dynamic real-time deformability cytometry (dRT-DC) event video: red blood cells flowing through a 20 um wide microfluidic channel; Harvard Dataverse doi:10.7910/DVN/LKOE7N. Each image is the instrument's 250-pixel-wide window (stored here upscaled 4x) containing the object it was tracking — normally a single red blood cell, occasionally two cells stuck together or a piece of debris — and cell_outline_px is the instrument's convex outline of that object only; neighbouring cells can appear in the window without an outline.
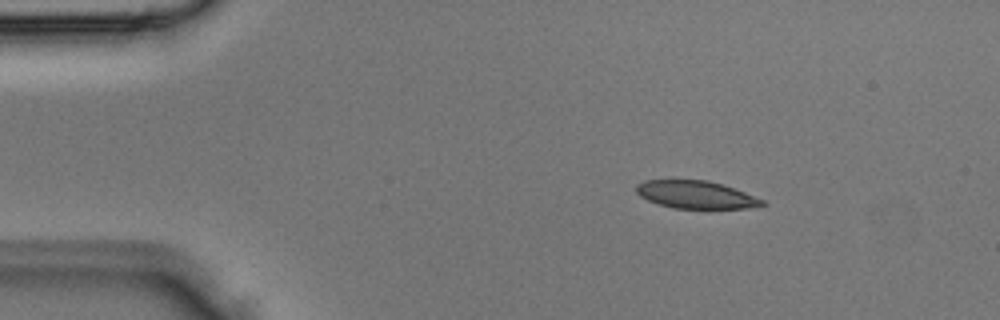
{"species": "Egyptian fruit bat (a non-hibernating species)", "species_latin": "Rousettus aegyptiacus", "temperature_condition": "room temperature", "stored_images_in_passage": 2, "camera_frame_rate_fps": 3000, "um_per_image_px": 0.085, "animal": {"sex": "male"}, "frame": {"image": 1, "passage_image": 1, "time_ms": 0.0, "image_size_px": [1000, 320], "cell_outline_px": [[764, 204], [748, 208], [708, 212], [672, 208], [648, 200], [640, 196], [636, 192], [636, 184], [644, 180], [708, 180], [744, 192], [764, 200]], "centroid_in_image_um": [59.16, 16.61], "position_along_channel_um": 25.8, "area_um2": 21.1}}